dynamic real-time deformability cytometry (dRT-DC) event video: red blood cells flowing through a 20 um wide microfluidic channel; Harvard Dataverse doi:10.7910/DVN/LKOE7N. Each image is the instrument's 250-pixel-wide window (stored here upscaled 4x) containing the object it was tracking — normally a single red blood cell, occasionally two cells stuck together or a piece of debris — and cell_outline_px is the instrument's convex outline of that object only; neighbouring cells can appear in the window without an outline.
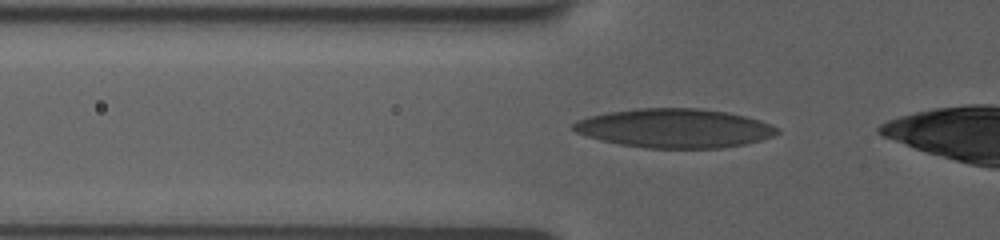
{"species": "human", "species_latin": "Homo sapiens", "temperature_condition": "room temperature", "stored_images_in_passage": 33, "camera_frame_rate_fps": 3000, "um_per_image_px": 0.085, "donor": {"sex": "female"}, "frame": {"image": 1, "passage_image": 3, "time_ms": 0.667, "image_size_px": [1000, 240], "cell_outline_px": [[780, 132], [772, 136], [760, 140], [744, 144], [720, 148], [644, 148], [620, 144], [600, 140], [576, 132], [572, 128], [572, 124], [576, 120], [588, 116], [608, 112], [636, 108], [696, 108], [728, 112], [760, 120], [772, 124], [780, 128]], "centroid_in_image_um": [57.34, 10.89], "position_along_channel_um": 68.5, "area_um2": 46.47}}
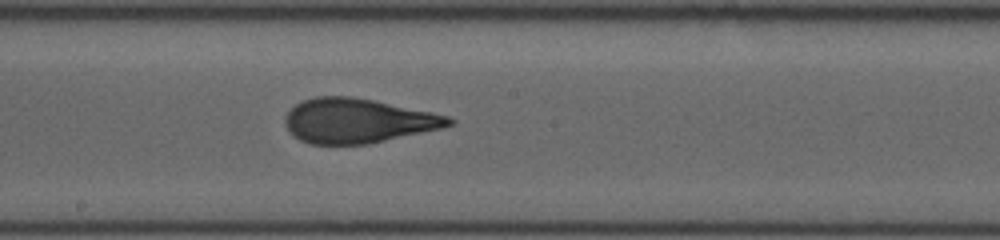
{"frame": {"image": 2, "passage_image": 15, "time_ms": 4.667, "image_size_px": [1000, 240], "cell_outline_px": [[456, 120], [452, 124], [440, 128], [368, 144], [308, 144], [292, 136], [288, 132], [284, 124], [284, 116], [296, 104], [304, 100], [316, 96], [352, 96], [432, 112], [448, 116]], "centroid_in_image_um": [30.35, 10.27], "position_along_channel_um": 217.9, "area_um2": 42.37}}
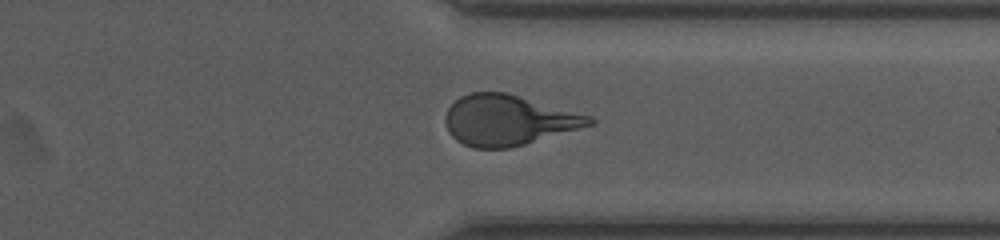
{"frame": {"image": 3, "passage_image": 27, "time_ms": 8.667, "image_size_px": [1000, 240], "cell_outline_px": [[596, 124], [524, 144], [508, 148], [472, 148], [456, 140], [448, 132], [444, 120], [444, 116], [448, 108], [460, 96], [472, 92], [508, 92], [592, 116], [596, 120]], "centroid_in_image_um": [43.21, 10.21], "position_along_channel_um": 368.2, "area_um2": 42.54}}